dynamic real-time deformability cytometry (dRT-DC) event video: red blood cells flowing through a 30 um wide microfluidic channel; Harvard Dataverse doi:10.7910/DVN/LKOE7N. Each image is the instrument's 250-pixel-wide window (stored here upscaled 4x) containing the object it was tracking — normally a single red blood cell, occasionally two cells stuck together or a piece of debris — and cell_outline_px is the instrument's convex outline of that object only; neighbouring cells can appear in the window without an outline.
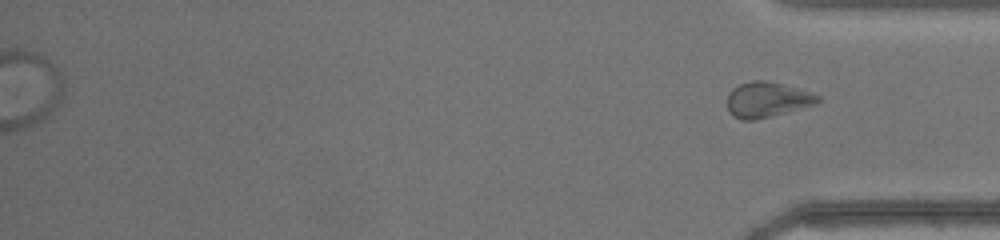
{"species": "common noctule bat (a hibernating species)", "species_latin": "Nyctalus noctula", "temperature_condition": "warm", "stored_images_in_passage": 36, "segment_of_instrument_passage": [2, 2], "camera_frame_rate_fps": 3000, "um_per_image_px": 0.085, "animal": {"sex": "female", "body_mass_g": 17.0, "forearm_length_mm": 48.0}, "frame": {"image": 1, "passage_image": 36, "time_ms": 11.667, "image_size_px": [1000, 240], "cell_outline_px": [[820, 100], [816, 104], [752, 120], [744, 120], [732, 116], [728, 108], [728, 92], [732, 88], [740, 84], [752, 80], [764, 80], [780, 84], [808, 92], [820, 96]], "centroid_in_image_um": [65.15, 8.46], "position_along_channel_um": 370.1, "area_um2": 18.09}}